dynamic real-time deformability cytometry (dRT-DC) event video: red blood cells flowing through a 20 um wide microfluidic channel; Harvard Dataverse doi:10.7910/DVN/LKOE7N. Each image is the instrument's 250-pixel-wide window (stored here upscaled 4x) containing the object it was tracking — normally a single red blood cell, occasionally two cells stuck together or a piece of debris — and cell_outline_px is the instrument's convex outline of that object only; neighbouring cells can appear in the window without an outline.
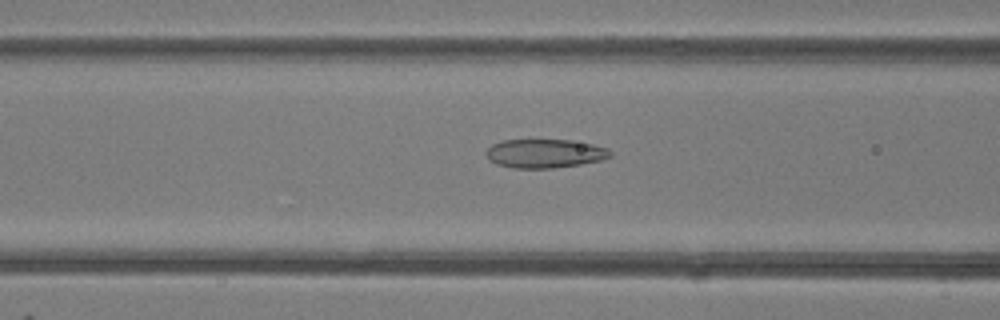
{"species": "common noctule bat (a hibernating species)", "species_latin": "Nyctalus noctula", "temperature_condition": "room temperature", "stored_images_in_passage": 49, "camera_frame_rate_fps": 3000, "um_per_image_px": 0.085, "animal": {"sex": "female"}, "frame": {"image": 1, "passage_image": 20, "time_ms": 6.333, "image_size_px": [1000, 320], "cell_outline_px": [[612, 156], [600, 160], [580, 164], [552, 168], [512, 168], [496, 164], [488, 160], [484, 152], [492, 144], [500, 140], [572, 140], [592, 144], [608, 148], [612, 152]], "centroid_in_image_um": [46.27, 13.04], "position_along_channel_um": 120.3, "area_um2": 20.98}}
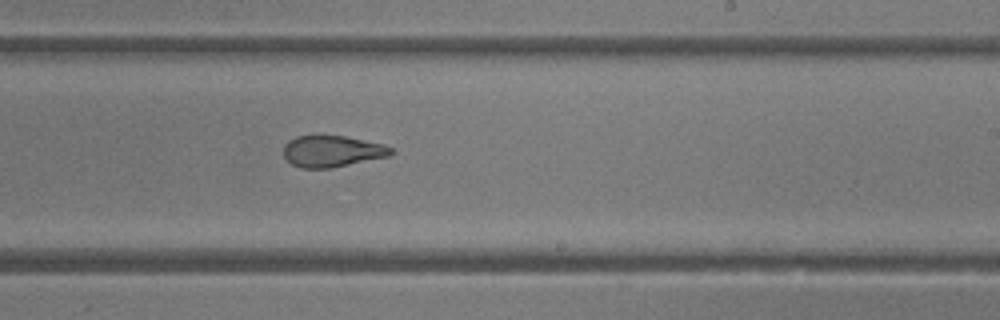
{"frame": {"image": 2, "passage_image": 30, "time_ms": 9.667, "image_size_px": [1000, 320], "cell_outline_px": [[396, 152], [388, 156], [332, 168], [300, 168], [292, 164], [284, 156], [284, 144], [288, 140], [296, 136], [344, 136], [384, 144], [392, 148]], "centroid_in_image_um": [28.23, 12.86], "position_along_channel_um": 260.8, "area_um2": 19.65}}
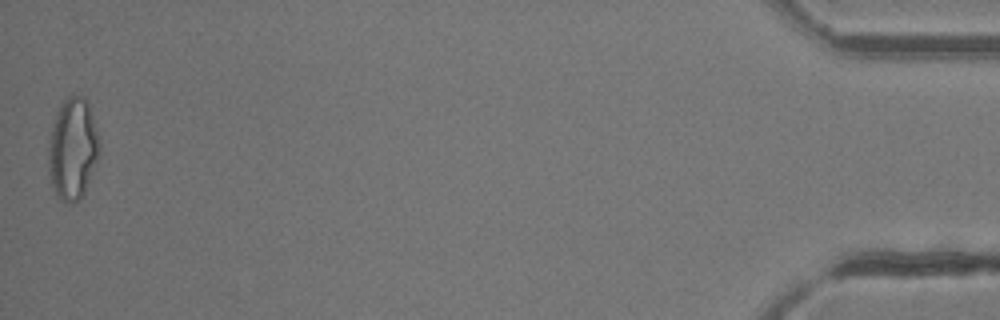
{"frame": {"image": 3, "passage_image": 49, "time_ms": 16.0, "image_size_px": [1000, 320], "cell_outline_px": [[100, 152], [84, 192], [80, 200], [68, 204], [60, 200], [56, 196], [52, 184], [48, 168], [48, 140], [56, 112], [60, 104], [68, 96], [84, 96], [88, 104], [92, 116], [100, 144]], "centroid_in_image_um": [6.15, 12.67], "position_along_channel_um": 429.0, "area_um2": 30.17}, "authors_computed_cell_mechanics": {"area_um2": 22.4842, "velocity_mm_per_s": 4.2183, "shape_relaxation_time_tau1_ms": null, "shape_relaxation_time_tau2_ms": 1.7114, "deformation_change_tau1": null, "deformation_change_tau2": 0.0977}}